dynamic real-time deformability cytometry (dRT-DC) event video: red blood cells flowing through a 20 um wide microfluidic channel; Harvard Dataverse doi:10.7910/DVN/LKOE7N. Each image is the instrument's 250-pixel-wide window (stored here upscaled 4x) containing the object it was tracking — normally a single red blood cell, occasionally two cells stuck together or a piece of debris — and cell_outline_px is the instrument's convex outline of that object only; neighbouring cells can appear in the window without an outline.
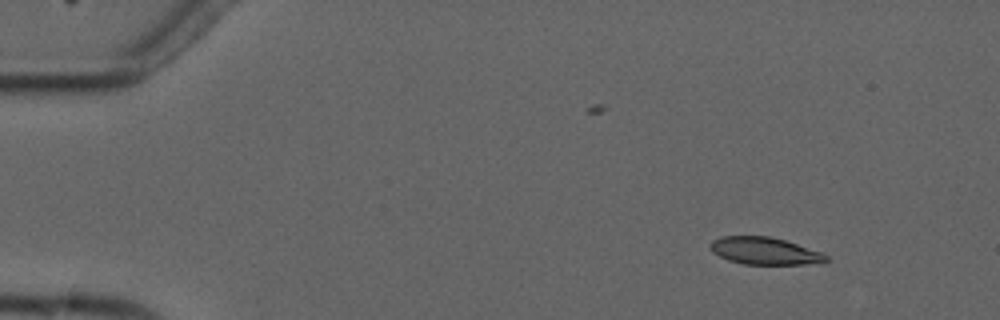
{"species": "common noctule bat (a hibernating species)", "species_latin": "Nyctalus noctula", "temperature_condition": "cold", "stored_images_in_passage": 2, "camera_frame_rate_fps": 3000, "um_per_image_px": 0.085, "animal": {"sex": "male", "forearm_length_mm": 52.5}, "frame": {"image": 1, "passage_image": 1, "time_ms": 0.0, "image_size_px": [1000, 320], "cell_outline_px": [[828, 260], [824, 264], [744, 264], [728, 260], [712, 252], [708, 244], [712, 240], [720, 236], [772, 236], [824, 252], [828, 256]], "centroid_in_image_um": [65.04, 21.33], "position_along_channel_um": 20.0, "area_um2": 18.79}}